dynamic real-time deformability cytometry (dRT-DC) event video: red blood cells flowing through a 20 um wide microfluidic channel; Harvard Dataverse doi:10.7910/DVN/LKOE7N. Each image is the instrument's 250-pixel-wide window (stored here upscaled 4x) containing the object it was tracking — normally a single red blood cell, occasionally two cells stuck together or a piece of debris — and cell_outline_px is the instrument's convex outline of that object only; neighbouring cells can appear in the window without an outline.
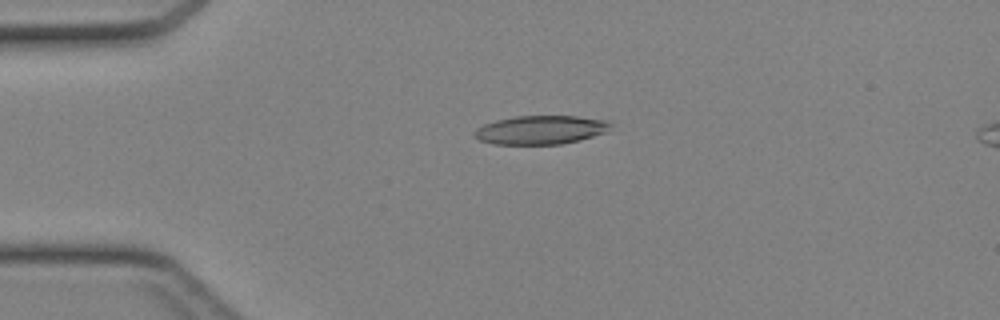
{"species": "Egyptian fruit bat (a non-hibernating species)", "species_latin": "Rousettus aegyptiacus", "temperature_condition": "cold", "stored_images_in_passage": 45, "camera_frame_rate_fps": 3000, "um_per_image_px": 0.085, "animal": {"sex": "female"}, "frame": {"image": 1, "passage_image": 11, "time_ms": 3.333, "image_size_px": [1000, 320], "cell_outline_px": [[612, 124], [604, 132], [580, 140], [560, 144], [492, 144], [480, 140], [472, 136], [472, 132], [476, 128], [484, 124], [496, 120], [516, 116], [576, 116], [608, 120]], "centroid_in_image_um": [45.9, 11.04], "position_along_channel_um": 39.1, "area_um2": 22.77}}
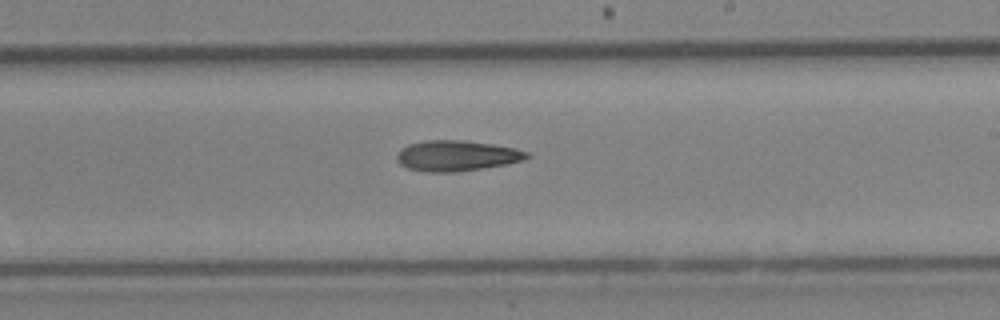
{"frame": {"image": 2, "passage_image": 27, "time_ms": 8.667, "image_size_px": [1000, 320], "cell_outline_px": [[532, 156], [524, 160], [508, 164], [456, 172], [424, 172], [408, 168], [400, 164], [396, 160], [396, 156], [400, 148], [408, 144], [428, 140], [460, 140], [492, 144], [516, 148], [528, 152]], "centroid_in_image_um": [38.82, 13.24], "position_along_channel_um": 250.2, "area_um2": 23.35}}
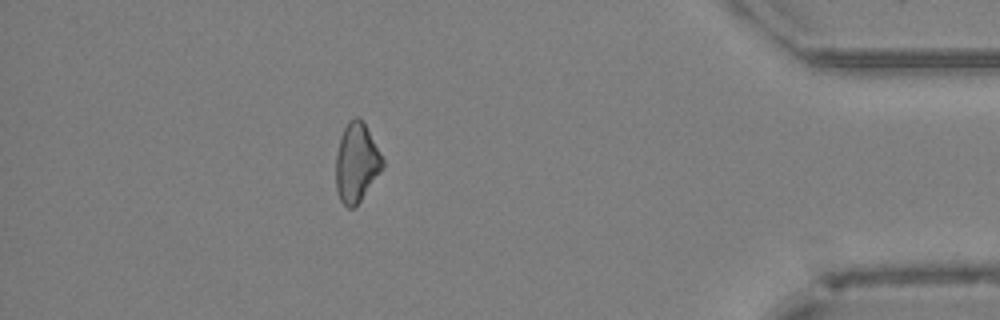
{"frame": {"image": 3, "passage_image": 40, "time_ms": 13.0, "image_size_px": [1000, 320], "cell_outline_px": [[384, 168], [360, 200], [352, 208], [348, 208], [340, 200], [336, 188], [336, 156], [340, 136], [348, 120], [356, 116], [360, 116], [384, 160]], "centroid_in_image_um": [30.3, 13.8], "position_along_channel_um": 404.9, "area_um2": 21.39}}